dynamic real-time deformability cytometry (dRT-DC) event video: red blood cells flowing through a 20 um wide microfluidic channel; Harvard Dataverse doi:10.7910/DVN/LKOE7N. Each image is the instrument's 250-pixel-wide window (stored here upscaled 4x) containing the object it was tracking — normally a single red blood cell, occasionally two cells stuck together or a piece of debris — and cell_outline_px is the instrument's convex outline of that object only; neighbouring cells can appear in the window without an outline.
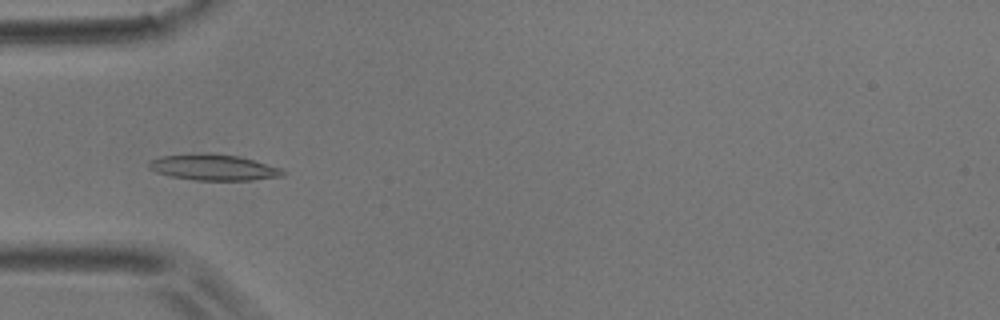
{"species": "common noctule bat (a hibernating species)", "species_latin": "Nyctalus noctula", "temperature_condition": "room temperature", "stored_images_in_passage": 52, "camera_frame_rate_fps": 3000, "um_per_image_px": 0.085, "animal": {"sex": "male", "body_mass_g": 17.9}, "frame": {"image": 1, "passage_image": 16, "time_ms": 5.0, "image_size_px": [1000, 320], "cell_outline_px": [[288, 172], [284, 176], [252, 180], [196, 180], [172, 176], [156, 172], [148, 168], [148, 164], [152, 160], [160, 156], [240, 156], [280, 168]], "centroid_in_image_um": [18.23, 14.28], "position_along_channel_um": 66.8, "area_um2": 19.19}}
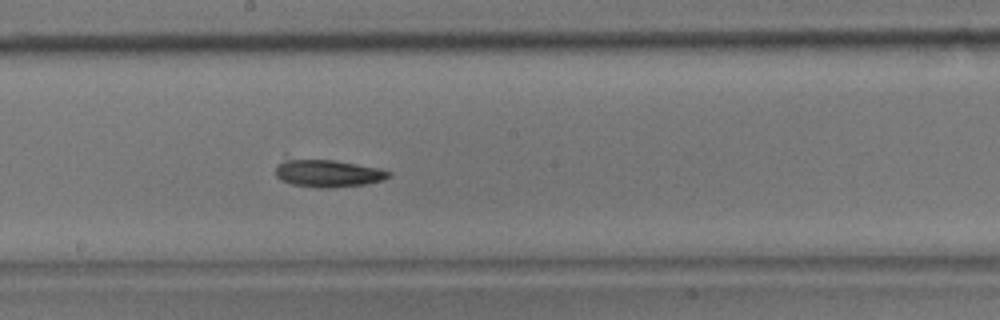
{"frame": {"image": 2, "passage_image": 28, "time_ms": 9.0, "image_size_px": [1000, 320], "cell_outline_px": [[392, 172], [384, 180], [364, 184], [328, 188], [316, 188], [292, 184], [280, 180], [276, 176], [276, 164], [284, 160], [336, 160], [380, 168]], "centroid_in_image_um": [27.88, 14.74], "position_along_channel_um": 220.3, "area_um2": 17.98}}
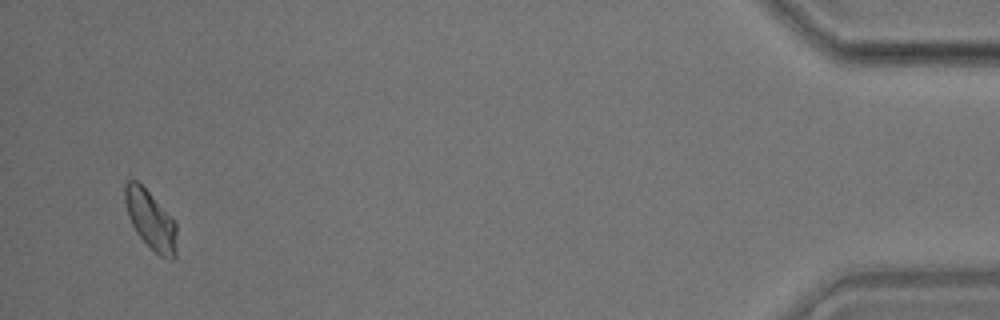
{"frame": {"image": 3, "passage_image": 50, "time_ms": 16.333, "image_size_px": [1000, 320], "cell_outline_px": [[176, 256], [172, 260], [168, 260], [160, 256], [136, 232], [128, 216], [124, 200], [124, 184], [128, 180], [136, 180], [172, 216], [176, 224]], "centroid_in_image_um": [12.81, 18.7], "position_along_channel_um": 422.4, "area_um2": 17.63}, "authors_computed_cell_mechanics": {"area_um2": 18.2648, "velocity_mm_per_s": 3.8492, "shape_relaxation_time_tau1_ms": 5.2303, "shape_relaxation_time_tau2_ms": null, "deformation_change_tau1": 0.1122, "deformation_change_tau2": null}}